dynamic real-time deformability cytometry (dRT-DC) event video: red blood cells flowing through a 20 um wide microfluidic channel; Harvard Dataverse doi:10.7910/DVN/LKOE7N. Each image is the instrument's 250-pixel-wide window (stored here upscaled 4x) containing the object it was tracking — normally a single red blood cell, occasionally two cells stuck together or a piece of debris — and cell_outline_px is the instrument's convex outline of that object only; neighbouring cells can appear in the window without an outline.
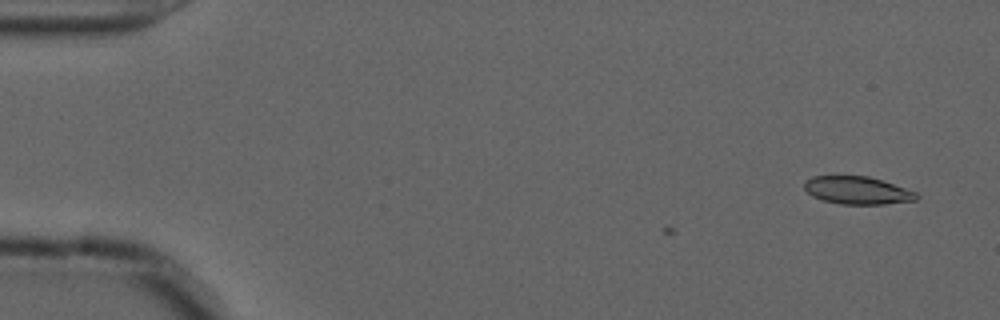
{"species": "common noctule bat (a hibernating species)", "species_latin": "Nyctalus noctula", "temperature_condition": "cold", "stored_images_in_passage": 5, "camera_frame_rate_fps": 3000, "um_per_image_px": 0.085, "animal": {"sex": "male", "forearm_length_mm": 52.5}, "frame": {"image": 1, "passage_image": 5, "time_ms": 1.333, "image_size_px": [1000, 320], "cell_outline_px": [[920, 196], [916, 200], [884, 204], [840, 204], [820, 200], [812, 196], [804, 188], [804, 180], [812, 176], [868, 176], [916, 192]], "centroid_in_image_um": [72.83, 16.19], "position_along_channel_um": 12.2, "area_um2": 18.09}}